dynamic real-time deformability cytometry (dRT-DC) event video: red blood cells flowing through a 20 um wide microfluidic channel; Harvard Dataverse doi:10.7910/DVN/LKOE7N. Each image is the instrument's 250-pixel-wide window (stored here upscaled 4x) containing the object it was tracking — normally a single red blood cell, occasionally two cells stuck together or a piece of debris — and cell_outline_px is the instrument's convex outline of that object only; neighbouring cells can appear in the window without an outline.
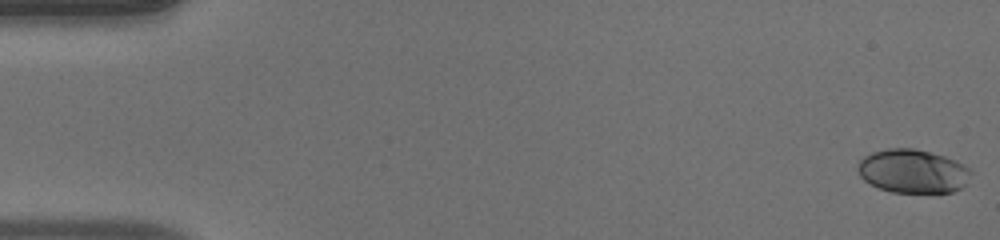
{"species": "human", "species_latin": "Homo sapiens", "temperature_condition": "warm", "stored_images_in_passage": 51, "camera_frame_rate_fps": 3000, "um_per_image_px": 0.085, "donor": {"sex": "male"}, "frame": {"image": 1, "passage_image": 1, "time_ms": 0.0, "image_size_px": [1000, 240], "cell_outline_px": [[972, 172], [964, 184], [960, 188], [952, 192], [892, 192], [880, 188], [864, 180], [860, 176], [856, 168], [860, 160], [864, 156], [872, 152], [888, 148], [912, 148], [944, 156], [956, 160], [964, 164]], "centroid_in_image_um": [77.56, 14.54], "position_along_channel_um": 7.4, "area_um2": 28.61}}
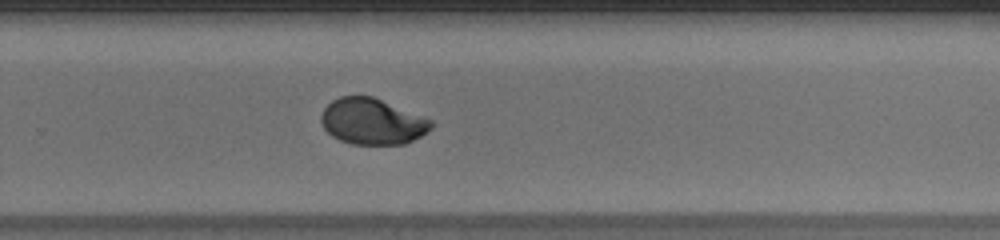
{"frame": {"image": 2, "passage_image": 34, "time_ms": 11.0, "image_size_px": [1000, 240], "cell_outline_px": [[432, 128], [420, 136], [404, 144], [352, 144], [340, 140], [332, 136], [324, 128], [320, 120], [320, 116], [324, 108], [332, 100], [340, 96], [372, 96], [432, 120]], "centroid_in_image_um": [31.61, 10.32], "position_along_channel_um": 298.2, "area_um2": 29.3}}
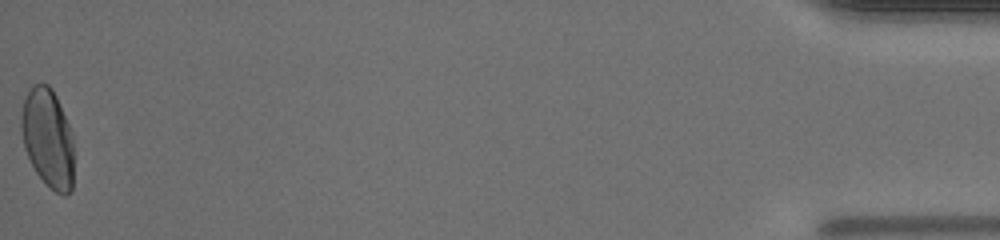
{"frame": {"image": 3, "passage_image": 51, "time_ms": 16.667, "image_size_px": [1000, 240], "cell_outline_px": [[72, 192], [64, 196], [56, 192], [36, 172], [24, 148], [20, 128], [20, 120], [24, 100], [32, 84], [48, 84], [52, 88], [56, 96], [68, 124], [72, 136]], "centroid_in_image_um": [4.04, 11.72], "position_along_channel_um": 431.2, "area_um2": 29.94}, "authors_computed_cell_mechanics": {"area_um2": 29.4202, "velocity_mm_per_s": 4.0869, "shape_relaxation_time_tau1_ms": 3.667, "shape_relaxation_time_tau2_ms": 0.8814, "deformation_change_tau1": 0.1666, "deformation_change_tau2": 0.0353}}